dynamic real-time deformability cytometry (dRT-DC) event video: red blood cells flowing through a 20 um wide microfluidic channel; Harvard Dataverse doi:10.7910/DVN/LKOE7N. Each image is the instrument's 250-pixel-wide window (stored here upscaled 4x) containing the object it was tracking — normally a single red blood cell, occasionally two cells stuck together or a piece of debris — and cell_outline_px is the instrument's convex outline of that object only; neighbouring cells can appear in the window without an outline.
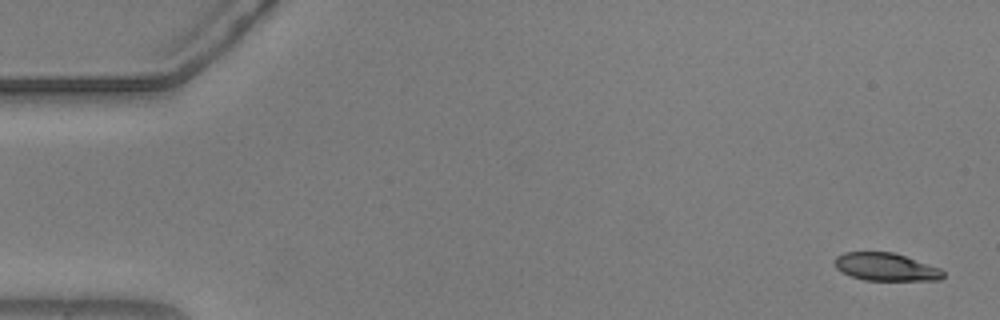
{"species": "common noctule bat (a hibernating species)", "species_latin": "Nyctalus noctula", "temperature_condition": "warm", "stored_images_in_passage": 54, "camera_frame_rate_fps": 3000, "um_per_image_px": 0.085, "animal": {"sex": "male", "body_mass_g": 20.5, "forearm_length_mm": 52.5}, "frame": {"image": 1, "passage_image": 1, "time_ms": 0.0, "image_size_px": [1000, 320], "cell_outline_px": [[944, 276], [940, 280], [864, 280], [852, 276], [836, 268], [832, 260], [836, 256], [844, 252], [892, 252], [940, 268], [944, 272]], "centroid_in_image_um": [75.27, 22.69], "position_along_channel_um": 9.7, "area_um2": 17.46}}
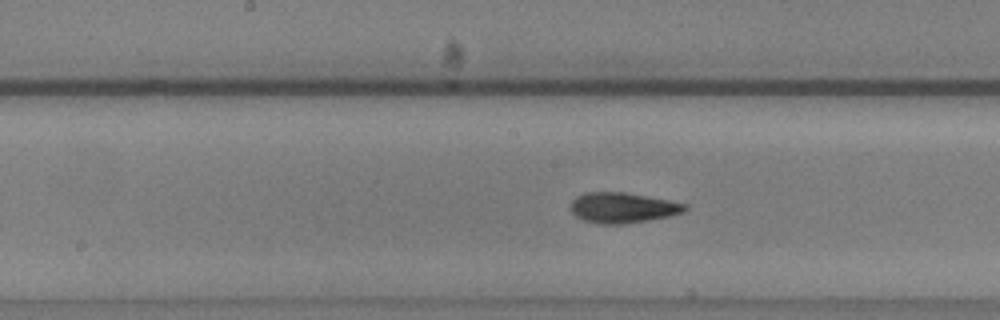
{"frame": {"image": 2, "passage_image": 27, "time_ms": 8.667, "image_size_px": [1000, 320], "cell_outline_px": [[688, 208], [684, 212], [668, 216], [648, 220], [624, 224], [600, 224], [584, 220], [576, 216], [568, 208], [568, 204], [576, 196], [584, 192], [624, 192], [668, 200], [688, 204]], "centroid_in_image_um": [52.88, 17.65], "position_along_channel_um": 195.3, "area_um2": 20.4}}
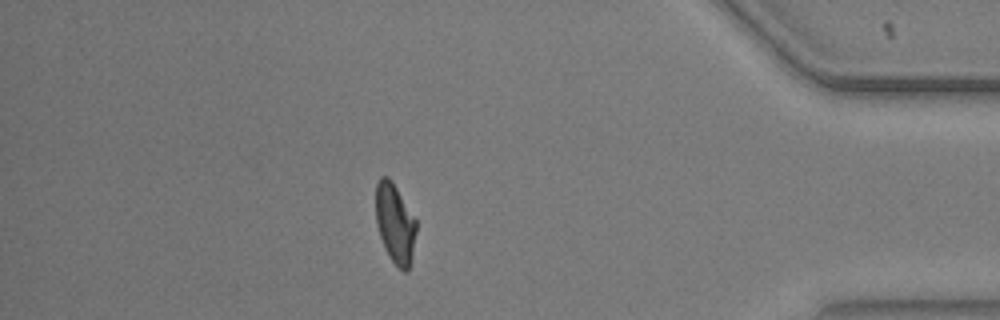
{"frame": {"image": 3, "passage_image": 47, "time_ms": 15.333, "image_size_px": [1000, 320], "cell_outline_px": [[416, 232], [412, 256], [408, 272], [404, 272], [388, 256], [384, 248], [376, 224], [376, 184], [380, 176], [388, 176], [392, 180], [416, 220]], "centroid_in_image_um": [33.57, 18.98], "position_along_channel_um": 401.6, "area_um2": 18.79}, "authors_computed_cell_mechanics": {"area_um2": 19.4208, "velocity_mm_per_s": 3.7002, "shape_relaxation_time_tau1_ms": 3.947, "shape_relaxation_time_tau2_ms": 1.6055, "deformation_change_tau1": 0.178, "deformation_change_tau2": 0.0824}}